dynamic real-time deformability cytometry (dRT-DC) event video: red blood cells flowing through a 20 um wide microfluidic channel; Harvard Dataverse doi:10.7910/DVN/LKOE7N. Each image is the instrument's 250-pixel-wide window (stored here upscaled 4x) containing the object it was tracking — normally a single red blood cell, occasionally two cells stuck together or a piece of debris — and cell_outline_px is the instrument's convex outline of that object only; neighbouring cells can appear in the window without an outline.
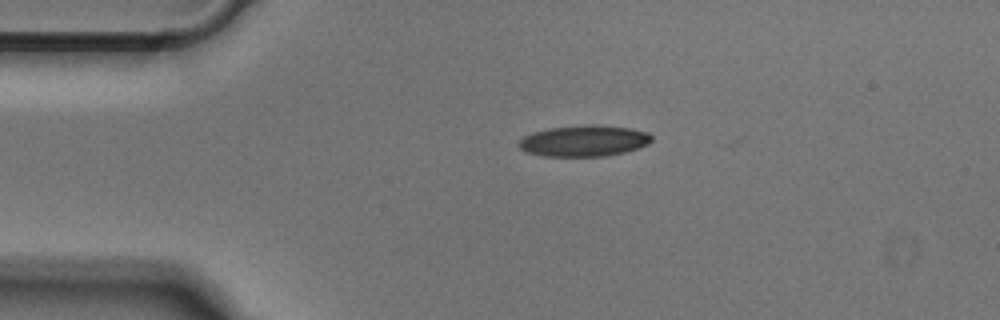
{"species": "Egyptian fruit bat (a non-hibernating species)", "species_latin": "Rousettus aegyptiacus", "temperature_condition": "cold", "stored_images_in_passage": 2, "camera_frame_rate_fps": 3000, "um_per_image_px": 0.085, "animal": {"sex": "male"}, "frame": {"image": 1, "passage_image": 1, "time_ms": 0.0, "image_size_px": [1000, 320], "cell_outline_px": [[652, 140], [648, 144], [624, 152], [604, 156], [544, 156], [528, 152], [520, 148], [516, 144], [524, 136], [532, 132], [548, 128], [628, 128], [648, 132], [652, 136]], "centroid_in_image_um": [49.59, 12.03], "position_along_channel_um": 35.4, "area_um2": 22.83}}